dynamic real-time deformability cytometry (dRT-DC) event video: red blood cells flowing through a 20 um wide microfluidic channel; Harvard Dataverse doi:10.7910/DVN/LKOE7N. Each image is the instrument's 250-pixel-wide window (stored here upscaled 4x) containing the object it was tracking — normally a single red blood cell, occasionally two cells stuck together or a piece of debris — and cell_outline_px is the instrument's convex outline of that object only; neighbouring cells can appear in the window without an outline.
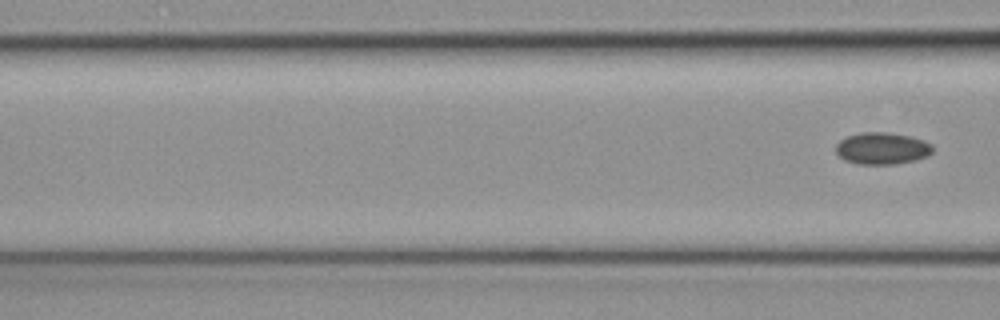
{"species": "common noctule bat (a hibernating species)", "species_latin": "Nyctalus noctula", "temperature_condition": "cold", "stored_images_in_passage": 7, "segment_of_instrument_passage": [2, 2], "camera_frame_rate_fps": 3000, "um_per_image_px": 0.085, "animal": {"sex": "female", "body_mass_g": 19.3, "forearm_length_mm": 54.1}, "frame": {"image": 1, "passage_image": 7, "time_ms": 2.0, "image_size_px": [1000, 320], "cell_outline_px": [[932, 152], [928, 156], [916, 160], [896, 164], [856, 164], [844, 160], [836, 152], [836, 144], [840, 140], [848, 136], [864, 132], [884, 132], [908, 136], [924, 140], [932, 144]], "centroid_in_image_um": [74.98, 12.62], "position_along_channel_um": 91.6, "area_um2": 17.98}}